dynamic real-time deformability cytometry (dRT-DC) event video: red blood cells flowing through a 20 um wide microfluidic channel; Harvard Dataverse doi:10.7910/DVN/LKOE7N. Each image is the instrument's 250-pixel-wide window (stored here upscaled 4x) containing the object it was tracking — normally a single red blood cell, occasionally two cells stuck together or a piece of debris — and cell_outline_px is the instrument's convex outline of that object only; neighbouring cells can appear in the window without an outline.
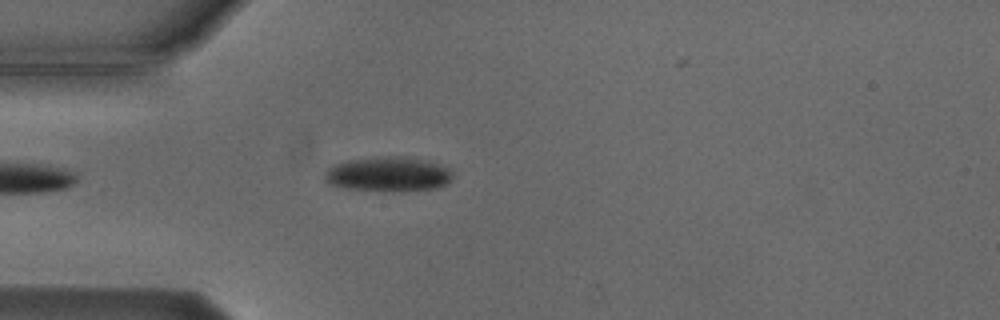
{"species": "Egyptian fruit bat (a non-hibernating species)", "species_latin": "Rousettus aegyptiacus", "temperature_condition": "cold", "stored_images_in_passage": 4, "camera_frame_rate_fps": 3000, "um_per_image_px": 0.085, "animal": {"sex": "male"}, "frame": {"image": 1, "passage_image": 4, "time_ms": 4.667, "image_size_px": [1000, 320], "cell_outline_px": [[452, 180], [448, 184], [436, 188], [404, 192], [380, 192], [344, 188], [328, 184], [324, 180], [324, 172], [332, 164], [348, 160], [384, 156], [408, 156], [428, 160], [440, 164], [448, 168], [452, 172]], "centroid_in_image_um": [33.0, 14.82], "position_along_channel_um": 52.0, "area_um2": 26.82}}